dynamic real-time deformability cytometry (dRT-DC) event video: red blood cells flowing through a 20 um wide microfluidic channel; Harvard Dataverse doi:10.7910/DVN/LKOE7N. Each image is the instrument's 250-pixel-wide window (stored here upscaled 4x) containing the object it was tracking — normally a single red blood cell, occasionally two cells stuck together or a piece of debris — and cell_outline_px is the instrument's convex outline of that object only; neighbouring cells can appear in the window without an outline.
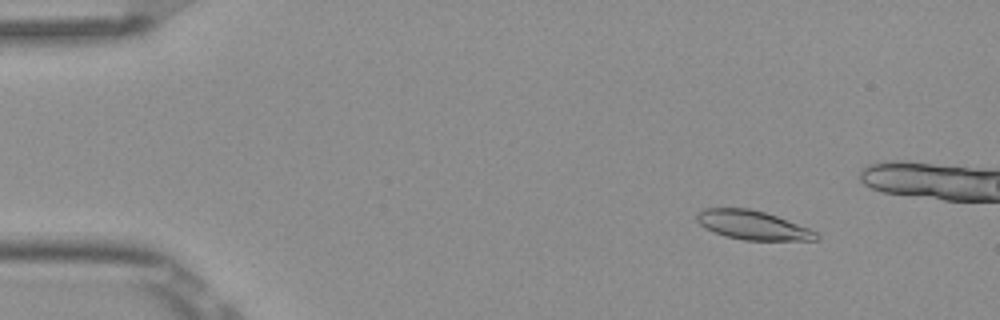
{"species": "Egyptian fruit bat (a non-hibernating species)", "species_latin": "Rousettus aegyptiacus", "temperature_condition": "room temperature", "stored_images_in_passage": 6, "camera_frame_rate_fps": 3000, "um_per_image_px": 0.085, "frame": {"image": 1, "passage_image": 2, "time_ms": 0.333, "image_size_px": [1000, 320], "cell_outline_px": [[820, 236], [816, 240], [744, 240], [724, 236], [704, 228], [696, 220], [696, 216], [704, 208], [748, 208], [764, 212], [776, 216], [808, 228], [816, 232]], "centroid_in_image_um": [63.95, 19.14], "position_along_channel_um": 21.1, "area_um2": 20.0}}